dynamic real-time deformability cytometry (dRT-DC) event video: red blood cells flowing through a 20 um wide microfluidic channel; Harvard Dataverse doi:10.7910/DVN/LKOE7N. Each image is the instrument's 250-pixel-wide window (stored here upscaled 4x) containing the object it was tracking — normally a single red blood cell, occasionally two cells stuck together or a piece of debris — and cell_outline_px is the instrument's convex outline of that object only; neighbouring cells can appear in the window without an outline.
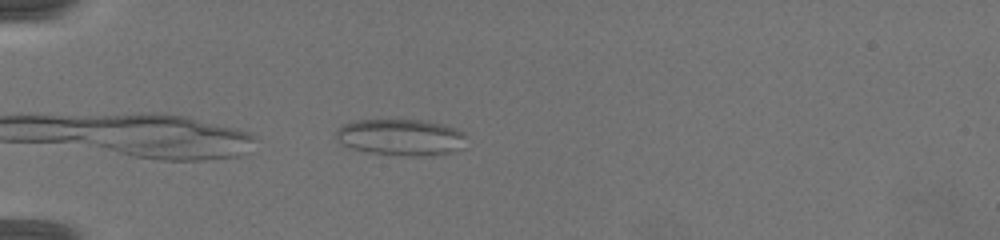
{"species": "common noctule bat (a hibernating species)", "species_latin": "Nyctalus noctula", "temperature_condition": "warm", "stored_images_in_passage": 9, "camera_frame_rate_fps": 3000, "um_per_image_px": 0.085, "animal": {"sex": "female", "body_mass_g": 19.5, "forearm_length_mm": 54.1}, "frame": {"image": 1, "passage_image": 3, "time_ms": 0.667, "image_size_px": [1000, 240], "cell_outline_px": [[468, 136], [464, 148], [452, 152], [424, 156], [400, 156], [364, 152], [340, 144], [336, 140], [336, 132], [340, 124], [356, 120], [428, 120], [456, 128], [464, 132]], "centroid_in_image_um": [34.09, 11.67], "position_along_channel_um": 50.9, "area_um2": 28.44}}
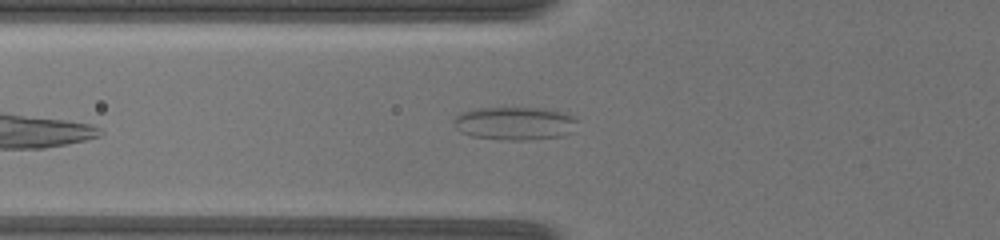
{"frame": {"image": 2, "passage_image": 7, "time_ms": 2.0, "image_size_px": [1000, 240], "cell_outline_px": [[580, 120], [572, 132], [564, 136], [524, 140], [500, 140], [472, 136], [460, 132], [452, 124], [452, 120], [460, 112], [472, 108], [548, 108], [564, 112], [576, 116]], "centroid_in_image_um": [43.78, 10.48], "position_along_channel_um": 82.0, "area_um2": 24.57}}